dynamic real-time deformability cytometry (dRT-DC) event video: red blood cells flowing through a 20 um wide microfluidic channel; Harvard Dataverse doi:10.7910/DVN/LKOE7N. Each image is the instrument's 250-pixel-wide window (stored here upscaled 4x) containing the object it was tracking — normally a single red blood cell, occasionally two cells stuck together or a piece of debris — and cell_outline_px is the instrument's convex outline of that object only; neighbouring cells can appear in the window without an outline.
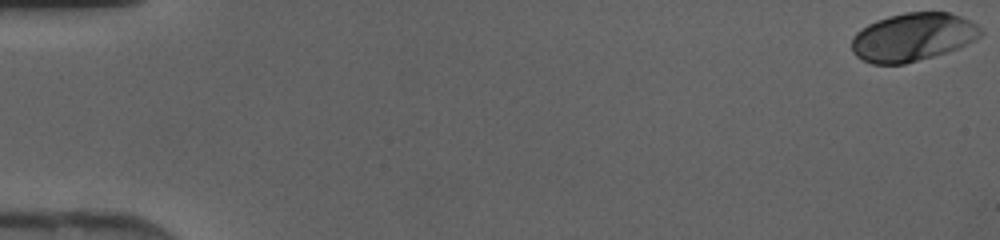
{"species": "human", "species_latin": "Homo sapiens", "temperature_condition": "cold", "stored_images_in_passage": 40, "camera_frame_rate_fps": 3000, "um_per_image_px": 0.085, "donor": {"sex": "female"}, "frame": {"image": 1, "passage_image": 1, "time_ms": 0.0, "image_size_px": [1000, 240], "cell_outline_px": [[984, 32], [976, 40], [956, 48], [932, 56], [904, 64], [872, 64], [856, 56], [852, 52], [852, 36], [860, 28], [876, 20], [888, 16], [904, 12], [948, 12], [960, 16], [976, 24]], "centroid_in_image_um": [77.56, 3.14], "position_along_channel_um": 7.4, "area_um2": 36.13}}
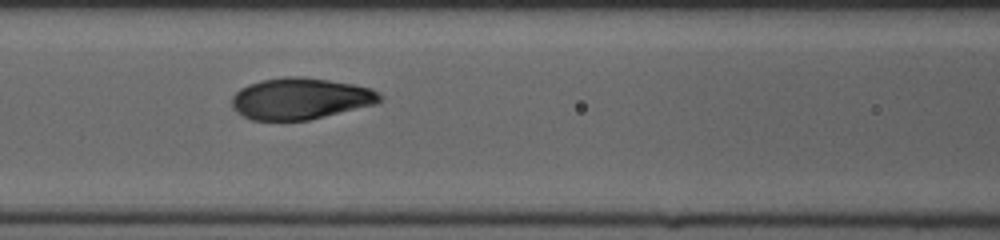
{"frame": {"image": 2, "passage_image": 21, "time_ms": 6.667, "image_size_px": [1000, 240], "cell_outline_px": [[384, 100], [376, 104], [308, 120], [252, 120], [244, 116], [232, 104], [232, 96], [240, 88], [248, 84], [260, 80], [284, 76], [304, 76], [352, 84], [372, 88], [384, 96]], "centroid_in_image_um": [25.58, 8.36], "position_along_channel_um": 141.0, "area_um2": 35.78}}
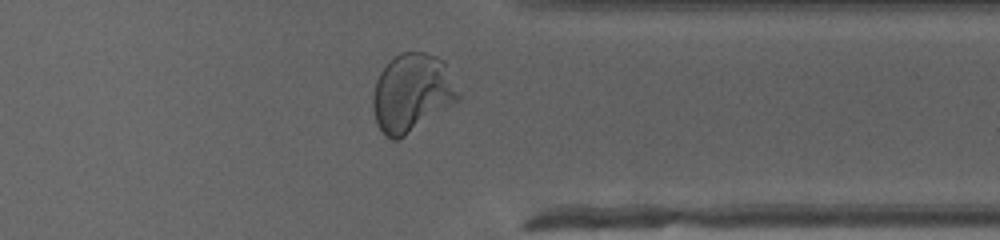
{"frame": {"image": 3, "passage_image": 37, "time_ms": 12.0, "image_size_px": [1000, 240], "cell_outline_px": [[460, 100], [404, 136], [396, 140], [392, 140], [384, 136], [376, 124], [372, 108], [372, 96], [376, 80], [380, 72], [400, 52], [424, 52], [436, 56], [444, 60], [460, 96]], "centroid_in_image_um": [34.99, 7.91], "position_along_channel_um": 376.4, "area_um2": 38.84}}